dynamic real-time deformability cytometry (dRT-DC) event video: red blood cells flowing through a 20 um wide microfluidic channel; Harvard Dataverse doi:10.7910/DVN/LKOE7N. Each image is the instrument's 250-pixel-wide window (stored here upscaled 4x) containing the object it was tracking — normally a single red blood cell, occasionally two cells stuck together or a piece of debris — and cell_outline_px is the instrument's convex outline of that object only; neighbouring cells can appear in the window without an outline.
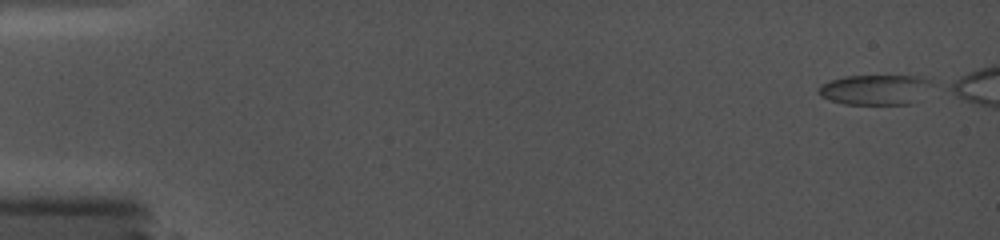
{"species": "common noctule bat (a hibernating species)", "species_latin": "Nyctalus noctula", "temperature_condition": "cold", "stored_images_in_passage": 52, "camera_frame_rate_fps": 5000, "um_per_image_px": 0.085, "animal": {"sex": "female", "body_mass_g": 19.0, "forearm_length_mm": 56.7}, "frame": {"image": 1, "passage_image": 1, "time_ms": 0.0, "image_size_px": [1000, 240], "cell_outline_px": [[932, 84], [912, 104], [844, 104], [820, 96], [816, 92], [816, 88], [820, 84], [844, 76], [924, 76]], "centroid_in_image_um": [74.33, 7.62], "position_along_channel_um": 10.7, "area_um2": 19.83}}
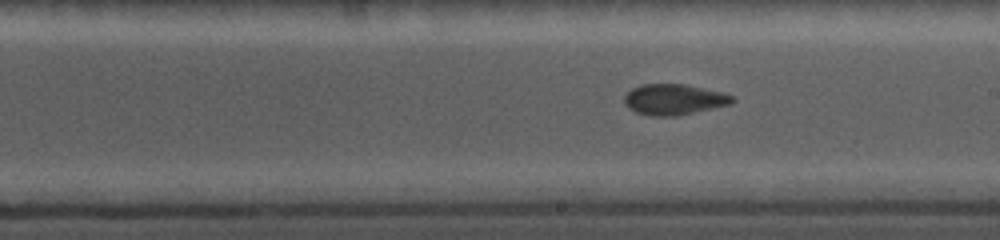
{"frame": {"image": 2, "passage_image": 32, "time_ms": 9.8, "image_size_px": [1000, 240], "cell_outline_px": [[736, 100], [732, 104], [676, 116], [648, 116], [636, 112], [628, 108], [624, 104], [624, 96], [632, 88], [640, 84], [688, 84], [724, 92], [732, 96]], "centroid_in_image_um": [57.29, 8.45], "position_along_channel_um": 231.7, "area_um2": 19.65}}
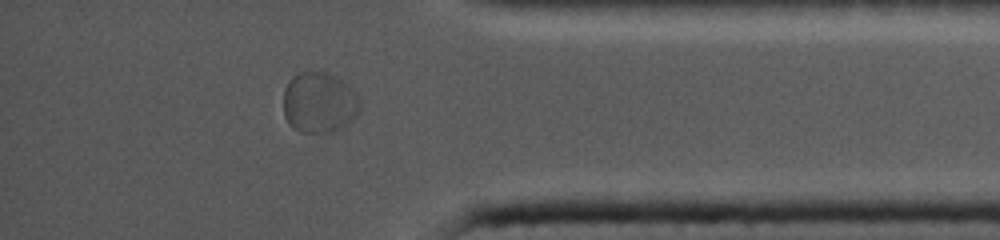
{"frame": {"image": 3, "passage_image": 47, "time_ms": 14.6, "image_size_px": [1000, 240], "cell_outline_px": [[360, 108], [356, 116], [340, 128], [332, 132], [300, 132], [292, 128], [288, 124], [284, 116], [284, 88], [288, 80], [292, 76], [300, 72], [328, 72], [336, 76], [356, 96], [360, 104]], "centroid_in_image_um": [27.07, 8.72], "position_along_channel_um": 408.1, "area_um2": 26.88}}